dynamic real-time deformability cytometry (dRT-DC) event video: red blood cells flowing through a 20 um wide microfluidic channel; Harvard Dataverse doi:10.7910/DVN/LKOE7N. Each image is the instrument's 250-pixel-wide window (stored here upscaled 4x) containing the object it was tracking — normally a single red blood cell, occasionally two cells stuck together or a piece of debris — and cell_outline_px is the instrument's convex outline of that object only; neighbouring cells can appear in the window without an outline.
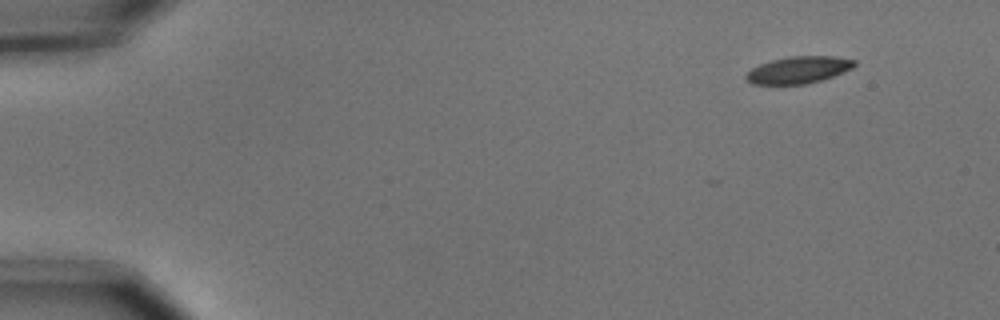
{"species": "common noctule bat (a hibernating species)", "species_latin": "Nyctalus noctula", "temperature_condition": "cold", "stored_images_in_passage": 5, "camera_frame_rate_fps": 3000, "um_per_image_px": 0.085, "animal": {"sex": "male", "body_mass_g": 15.6}, "frame": {"image": 1, "passage_image": 1, "time_ms": 0.0, "image_size_px": [1000, 320], "cell_outline_px": [[856, 64], [852, 68], [832, 76], [808, 84], [752, 84], [744, 76], [752, 68], [760, 64], [772, 60], [792, 56], [836, 56], [856, 60]], "centroid_in_image_um": [67.88, 5.93], "position_along_channel_um": 17.1, "area_um2": 16.88}}
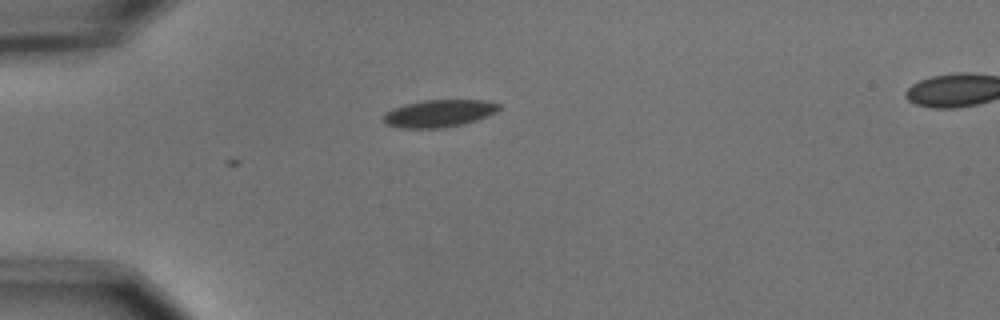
{"frame": {"image": 2, "passage_image": 4, "time_ms": 1.0, "image_size_px": [1000, 320], "cell_outline_px": [[500, 108], [496, 112], [488, 116], [476, 120], [444, 128], [400, 128], [388, 124], [380, 116], [384, 112], [392, 108], [404, 104], [424, 100], [488, 100], [500, 104]], "centroid_in_image_um": [37.29, 9.63], "position_along_channel_um": 47.7, "area_um2": 18.55}}